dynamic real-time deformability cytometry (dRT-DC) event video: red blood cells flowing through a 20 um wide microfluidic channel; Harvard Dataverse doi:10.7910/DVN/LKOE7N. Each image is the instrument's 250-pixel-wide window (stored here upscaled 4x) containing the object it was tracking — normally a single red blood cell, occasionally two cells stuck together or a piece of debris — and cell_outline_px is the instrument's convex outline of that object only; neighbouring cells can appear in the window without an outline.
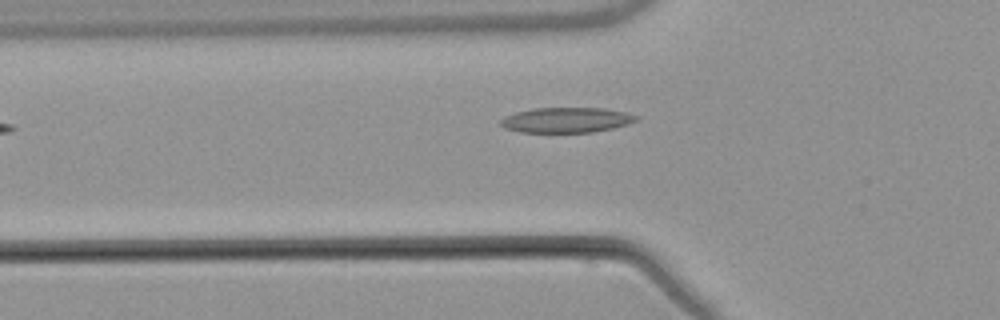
{"species": "common noctule bat (a hibernating species)", "species_latin": "Nyctalus noctula", "temperature_condition": "warm", "stored_images_in_passage": 5, "camera_frame_rate_fps": 3000, "um_per_image_px": 0.085, "animal": {"sex": "male", "body_mass_g": 21.5, "forearm_length_mm": 52.0}, "frame": {"image": 1, "passage_image": 5, "time_ms": 5.333, "image_size_px": [1000, 320], "cell_outline_px": [[640, 120], [628, 124], [612, 128], [592, 132], [520, 132], [504, 128], [500, 124], [500, 120], [504, 116], [516, 112], [532, 108], [604, 108], [628, 112], [640, 116]], "centroid_in_image_um": [48.18, 10.19], "position_along_channel_um": 77.6, "area_um2": 20.11}}